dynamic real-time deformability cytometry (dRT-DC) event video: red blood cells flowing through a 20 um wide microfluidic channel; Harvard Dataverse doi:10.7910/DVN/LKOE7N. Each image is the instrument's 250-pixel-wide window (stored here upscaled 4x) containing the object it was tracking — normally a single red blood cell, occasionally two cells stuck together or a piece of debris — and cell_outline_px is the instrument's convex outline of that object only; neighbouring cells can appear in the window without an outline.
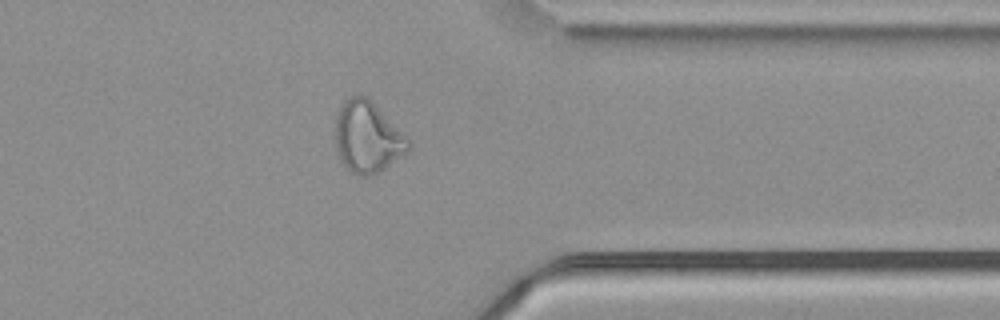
{"species": "common noctule bat (a hibernating species)", "species_latin": "Nyctalus noctula", "temperature_condition": "cold", "stored_images_in_passage": 38, "camera_frame_rate_fps": 3000, "um_per_image_px": 0.085, "animal": {"sex": "male", "body_mass_g": 21.5, "forearm_length_mm": 52.0}, "frame": {"image": 1, "passage_image": 27, "time_ms": 8.667, "image_size_px": [1000, 320], "cell_outline_px": [[412, 144], [408, 152], [372, 176], [356, 176], [348, 172], [344, 168], [340, 160], [336, 148], [332, 132], [336, 116], [344, 100], [348, 96], [360, 92], [372, 100]], "centroid_in_image_um": [31.16, 11.65], "position_along_channel_um": 380.2, "area_um2": 31.1}, "authors_computed_cell_mechanics": {"area_um2": 29.2179, "velocity_mm_per_s": 3.7593, "shape_relaxation_time_tau1_ms": null, "shape_relaxation_time_tau2_ms": 2.1362, "deformation_change_tau1": null, "deformation_change_tau2": 0.1066}}